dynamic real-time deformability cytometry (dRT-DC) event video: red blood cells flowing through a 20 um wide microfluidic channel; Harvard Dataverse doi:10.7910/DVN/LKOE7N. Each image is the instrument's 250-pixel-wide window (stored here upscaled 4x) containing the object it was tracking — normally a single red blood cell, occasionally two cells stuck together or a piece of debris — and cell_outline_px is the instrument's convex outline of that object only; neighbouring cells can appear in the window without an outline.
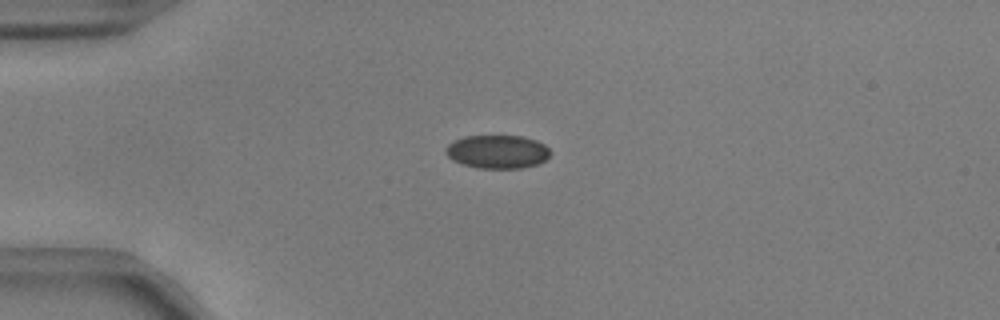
{"species": "common noctule bat (a hibernating species)", "species_latin": "Nyctalus noctula", "temperature_condition": "warm", "stored_images_in_passage": 42, "camera_frame_rate_fps": 3000, "um_per_image_px": 0.085, "animal": {"sex": "male", "body_mass_g": 17.9, "forearm_length_mm": 54.2}, "frame": {"image": 1, "passage_image": 1, "time_ms": 0.0, "image_size_px": [1000, 320], "cell_outline_px": [[552, 152], [544, 160], [536, 164], [520, 168], [476, 168], [452, 160], [444, 152], [444, 148], [452, 140], [464, 136], [524, 136], [536, 140], [544, 144]], "centroid_in_image_um": [42.24, 12.88], "position_along_channel_um": 42.8, "area_um2": 20.46}}
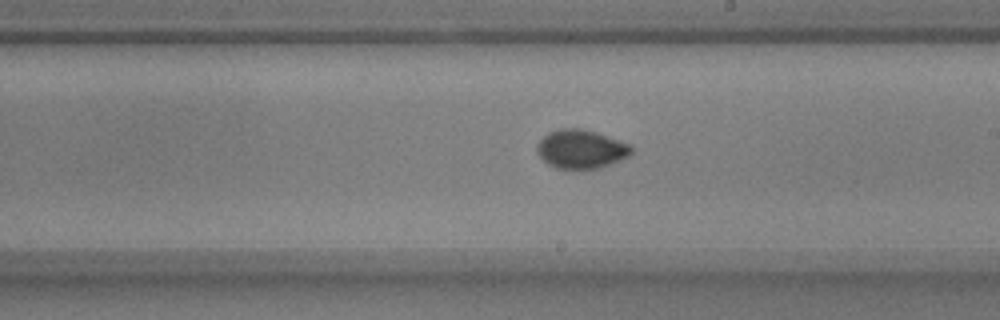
{"frame": {"image": 2, "passage_image": 19, "time_ms": 6.0, "image_size_px": [1000, 320], "cell_outline_px": [[632, 152], [628, 156], [620, 160], [600, 168], [556, 168], [548, 164], [536, 152], [536, 148], [540, 140], [548, 132], [560, 128], [580, 128], [596, 132], [628, 144], [632, 148]], "centroid_in_image_um": [49.36, 12.66], "position_along_channel_um": 239.6, "area_um2": 21.04}}
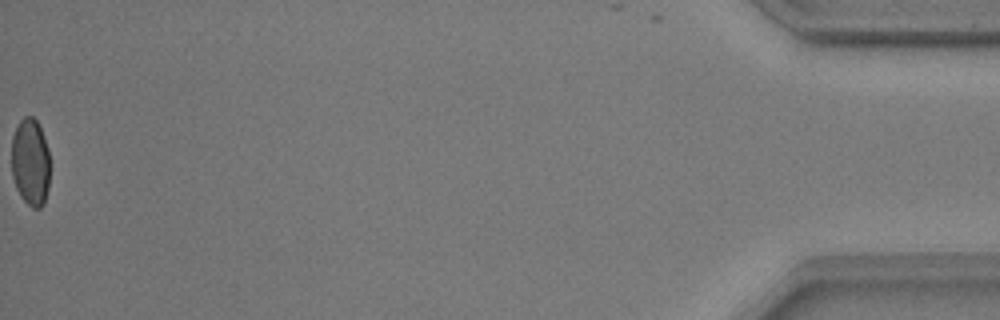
{"frame": {"image": 3, "passage_image": 42, "time_ms": 13.667, "image_size_px": [1000, 320], "cell_outline_px": [[48, 188], [44, 204], [40, 208], [32, 208], [20, 196], [16, 188], [12, 176], [12, 136], [20, 120], [24, 116], [32, 116], [36, 120], [40, 128], [48, 148]], "centroid_in_image_um": [2.57, 13.79], "position_along_channel_um": 432.6, "area_um2": 19.48}}